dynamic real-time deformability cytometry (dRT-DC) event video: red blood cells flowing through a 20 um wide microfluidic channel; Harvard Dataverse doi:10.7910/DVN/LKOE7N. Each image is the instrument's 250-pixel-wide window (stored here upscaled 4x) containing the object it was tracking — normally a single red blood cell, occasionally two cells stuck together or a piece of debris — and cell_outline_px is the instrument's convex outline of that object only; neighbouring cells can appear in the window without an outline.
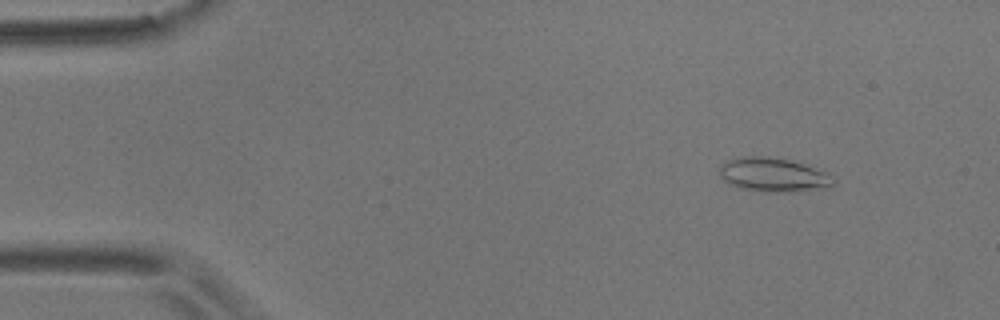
{"species": "common noctule bat (a hibernating species)", "species_latin": "Nyctalus noctula", "temperature_condition": "room temperature", "stored_images_in_passage": 5, "camera_frame_rate_fps": 3000, "um_per_image_px": 0.085, "animal": {"sex": "male", "body_mass_g": 17.9}, "frame": {"image": 1, "passage_image": 2, "time_ms": 0.333, "image_size_px": [1000, 320], "cell_outline_px": [[836, 180], [832, 188], [788, 192], [772, 192], [740, 188], [728, 184], [720, 176], [720, 164], [728, 160], [744, 156], [768, 156], [792, 160], [804, 164], [836, 176]], "centroid_in_image_um": [65.79, 14.86], "position_along_channel_um": 19.2, "area_um2": 22.95}}